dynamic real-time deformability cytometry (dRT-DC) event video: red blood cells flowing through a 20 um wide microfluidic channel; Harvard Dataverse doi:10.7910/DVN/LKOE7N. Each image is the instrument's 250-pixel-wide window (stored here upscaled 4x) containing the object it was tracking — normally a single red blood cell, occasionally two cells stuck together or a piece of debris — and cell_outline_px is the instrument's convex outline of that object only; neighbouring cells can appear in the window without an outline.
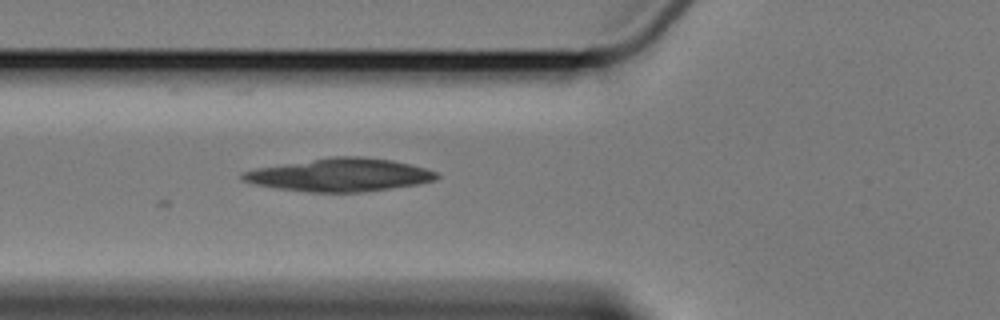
{"species": "Egyptian fruit bat (a non-hibernating species)", "species_latin": "Rousettus aegyptiacus", "temperature_condition": "cold", "stored_images_in_passage": 3, "camera_frame_rate_fps": 3000, "um_per_image_px": 0.085, "animal": {"sex": "female"}, "frame": {"image": 1, "passage_image": 3, "time_ms": 2.333, "image_size_px": [1000, 320], "cell_outline_px": [[440, 176], [436, 180], [416, 184], [360, 192], [308, 192], [276, 188], [256, 184], [240, 180], [240, 172], [256, 168], [332, 156], [360, 156], [392, 160], [424, 168], [436, 172]], "centroid_in_image_um": [28.83, 14.86], "position_along_channel_um": 97.0, "area_um2": 37.11}}